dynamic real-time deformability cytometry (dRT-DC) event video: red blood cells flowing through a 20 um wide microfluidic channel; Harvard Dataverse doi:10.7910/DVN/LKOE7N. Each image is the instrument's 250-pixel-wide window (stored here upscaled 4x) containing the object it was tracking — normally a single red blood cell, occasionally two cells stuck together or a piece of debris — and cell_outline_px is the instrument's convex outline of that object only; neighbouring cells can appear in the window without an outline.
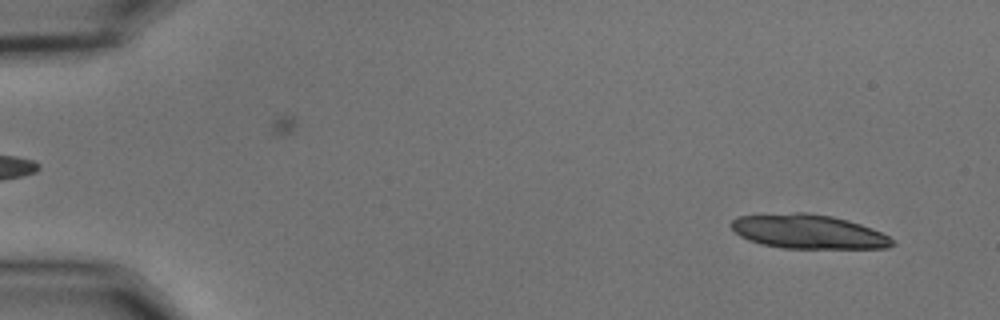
{"species": "common noctule bat (a hibernating species)", "species_latin": "Nyctalus noctula", "temperature_condition": "cold", "stored_images_in_passage": 22, "camera_frame_rate_fps": 3000, "um_per_image_px": 0.085, "animal": {"sex": "male", "body_mass_g": 15.6}, "frame": {"image": 1, "passage_image": 3, "time_ms": 0.667, "image_size_px": [1000, 320], "cell_outline_px": [[896, 244], [888, 248], [780, 248], [760, 244], [748, 240], [740, 236], [728, 224], [736, 216], [792, 212], [808, 212], [832, 216], [848, 220], [872, 228], [888, 236]], "centroid_in_image_um": [68.67, 19.68], "position_along_channel_um": 16.3, "area_um2": 32.31}}